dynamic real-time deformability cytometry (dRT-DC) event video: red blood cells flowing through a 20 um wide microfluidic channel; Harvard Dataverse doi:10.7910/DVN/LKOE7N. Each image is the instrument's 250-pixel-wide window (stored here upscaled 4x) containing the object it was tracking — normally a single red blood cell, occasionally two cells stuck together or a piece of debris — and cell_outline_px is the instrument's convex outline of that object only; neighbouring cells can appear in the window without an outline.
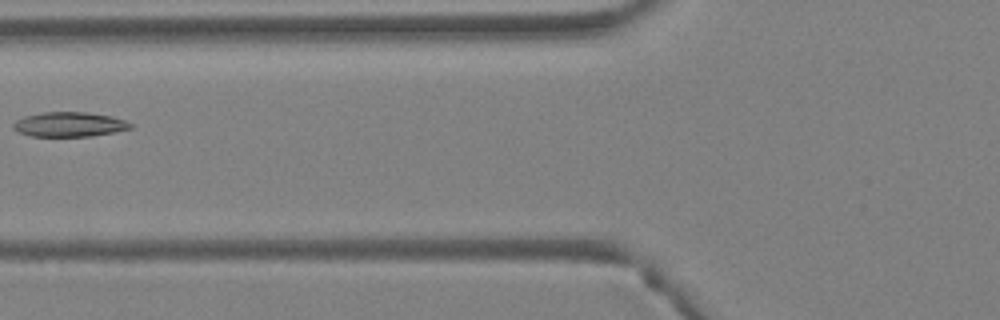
{"species": "Egyptian fruit bat (a non-hibernating species)", "species_latin": "Rousettus aegyptiacus", "temperature_condition": "warm", "stored_images_in_passage": 3, "camera_frame_rate_fps": 3000, "um_per_image_px": 0.085, "animal": {"sex": "female"}, "frame": {"image": 1, "passage_image": 3, "time_ms": 0.667, "image_size_px": [1000, 320], "cell_outline_px": [[132, 128], [92, 136], [32, 136], [20, 132], [12, 128], [12, 124], [16, 120], [24, 116], [44, 112], [84, 112], [112, 116], [124, 120], [132, 124]], "centroid_in_image_um": [5.87, 10.57], "position_along_channel_um": 119.9, "area_um2": 16.7}}